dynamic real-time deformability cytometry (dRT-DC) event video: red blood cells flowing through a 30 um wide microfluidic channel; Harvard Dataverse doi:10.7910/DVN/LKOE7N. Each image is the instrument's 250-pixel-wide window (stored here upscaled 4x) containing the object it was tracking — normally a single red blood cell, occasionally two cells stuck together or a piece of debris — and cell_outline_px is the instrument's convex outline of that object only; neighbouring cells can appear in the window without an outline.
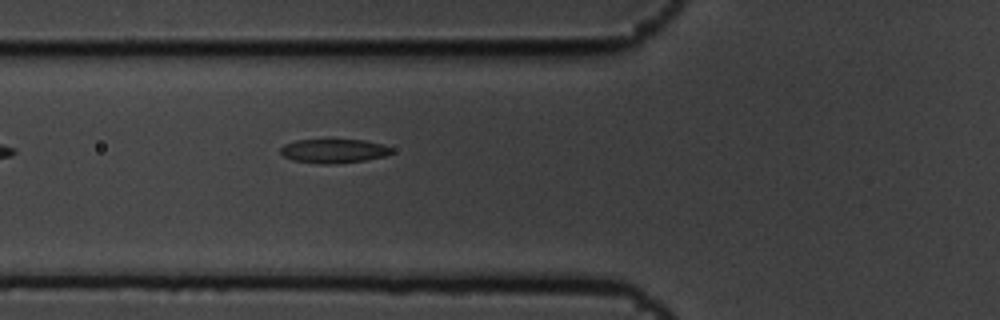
{"species": "common noctule bat (a hibernating species)", "species_latin": "Nyctalus noctula", "temperature_condition": "cold", "stored_images_in_passage": 6, "camera_frame_rate_fps": 3000, "um_per_image_px": 0.085, "animal": {"sex": "male", "body_mass_g": 19.5, "forearm_length_mm": 54.6}, "frame": {"image": 1, "passage_image": 6, "time_ms": 1.667, "image_size_px": [1000, 320], "cell_outline_px": [[392, 152], [388, 156], [364, 160], [332, 164], [320, 164], [292, 160], [284, 156], [280, 152], [280, 148], [284, 144], [296, 140], [328, 136], [364, 140], [384, 144], [392, 148]], "centroid_in_image_um": [28.36, 12.77], "position_along_channel_um": 97.4, "area_um2": 16.59}}